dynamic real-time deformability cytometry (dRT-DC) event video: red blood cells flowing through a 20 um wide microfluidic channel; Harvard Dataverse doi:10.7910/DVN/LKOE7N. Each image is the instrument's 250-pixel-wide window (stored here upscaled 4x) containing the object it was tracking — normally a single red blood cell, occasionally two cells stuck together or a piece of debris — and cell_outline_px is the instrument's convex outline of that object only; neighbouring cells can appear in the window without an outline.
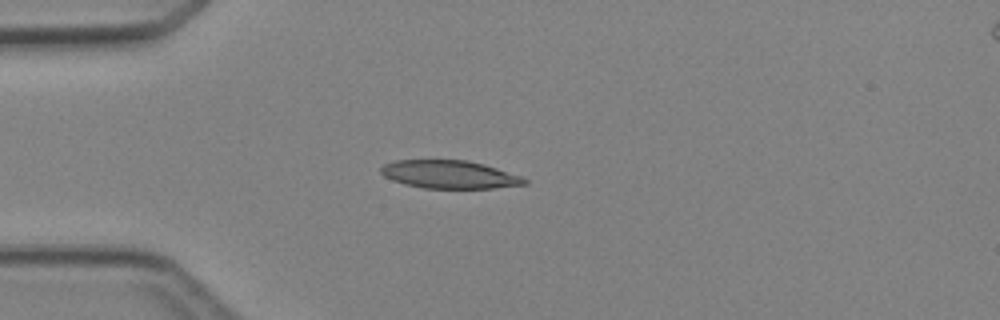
{"species": "Egyptian fruit bat (a non-hibernating species)", "species_latin": "Rousettus aegyptiacus", "temperature_condition": "cold", "stored_images_in_passage": 5, "camera_frame_rate_fps": 3000, "um_per_image_px": 0.085, "animal": {"sex": "female"}, "frame": {"image": 1, "passage_image": 4, "time_ms": 3.667, "image_size_px": [1000, 320], "cell_outline_px": [[528, 184], [492, 188], [424, 188], [404, 184], [392, 180], [384, 176], [380, 172], [380, 168], [384, 164], [396, 160], [468, 160], [484, 164], [520, 176], [528, 180]], "centroid_in_image_um": [38.18, 14.83], "position_along_channel_um": 46.8, "area_um2": 23.41}}